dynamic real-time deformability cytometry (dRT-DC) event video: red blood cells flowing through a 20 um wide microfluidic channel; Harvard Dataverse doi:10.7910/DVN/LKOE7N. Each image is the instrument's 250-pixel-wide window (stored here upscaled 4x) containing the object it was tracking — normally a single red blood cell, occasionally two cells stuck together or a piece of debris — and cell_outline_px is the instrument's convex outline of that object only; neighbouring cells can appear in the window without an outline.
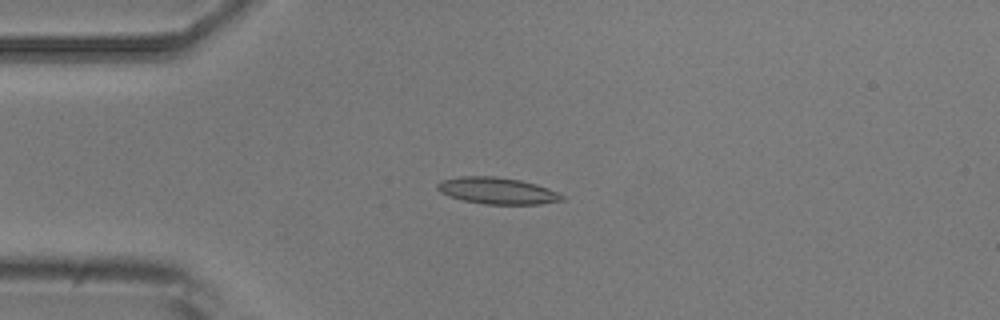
{"species": "common noctule bat (a hibernating species)", "species_latin": "Nyctalus noctula", "temperature_condition": "room temperature", "stored_images_in_passage": 5, "camera_frame_rate_fps": 3000, "um_per_image_px": 0.085, "animal": {"sex": "male", "body_mass_g": 20.5, "forearm_length_mm": 52.5}, "frame": {"image": 1, "passage_image": 4, "time_ms": 4.333, "image_size_px": [1000, 320], "cell_outline_px": [[564, 200], [540, 204], [484, 204], [464, 200], [448, 196], [440, 192], [436, 188], [436, 184], [440, 180], [460, 176], [496, 176], [520, 180], [536, 184], [548, 188], [564, 196]], "centroid_in_image_um": [42.23, 16.2], "position_along_channel_um": 42.8, "area_um2": 19.36}}